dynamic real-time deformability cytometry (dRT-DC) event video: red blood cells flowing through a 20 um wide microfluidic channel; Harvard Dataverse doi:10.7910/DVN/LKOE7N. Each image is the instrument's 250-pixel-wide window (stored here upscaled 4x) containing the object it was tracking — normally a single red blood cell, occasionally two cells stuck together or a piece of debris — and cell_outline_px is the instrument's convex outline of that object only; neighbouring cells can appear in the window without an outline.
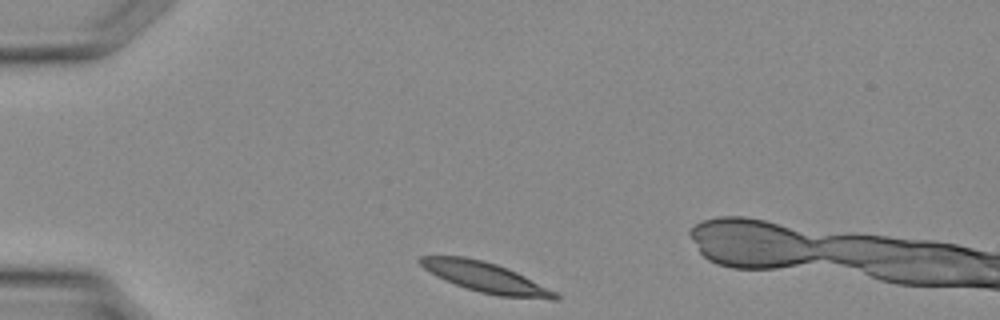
{"species": "Egyptian fruit bat (a non-hibernating species)", "species_latin": "Rousettus aegyptiacus", "temperature_condition": "warm", "stored_images_in_passage": 25, "camera_frame_rate_fps": 3000, "um_per_image_px": 0.085, "animal": {"sex": "female"}, "frame": {"image": 1, "passage_image": 1, "time_ms": 0.0, "image_size_px": [1000, 320], "cell_outline_px": [[560, 300], [552, 300], [500, 296], [480, 292], [444, 280], [436, 276], [424, 268], [416, 260], [420, 256], [464, 256], [496, 264], [508, 268], [556, 292], [560, 296]], "centroid_in_image_um": [41.27, 23.58], "position_along_channel_um": 43.7, "area_um2": 23.47}}
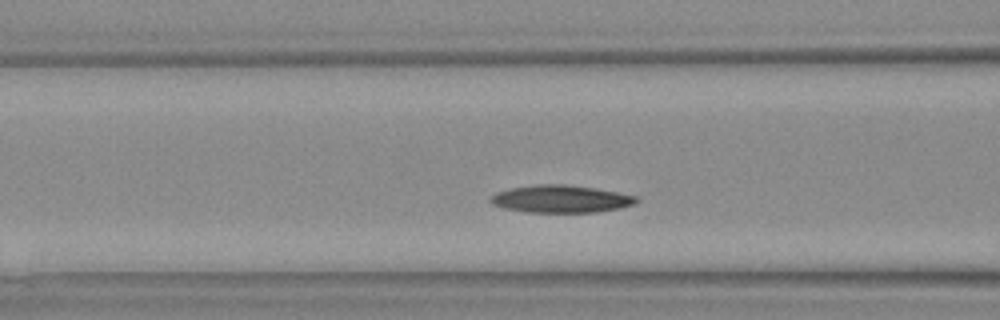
{"frame": {"image": 2, "passage_image": 7, "time_ms": 2.0, "image_size_px": [1000, 320], "cell_outline_px": [[640, 200], [636, 204], [620, 208], [596, 212], [528, 212], [504, 208], [492, 204], [488, 200], [496, 192], [508, 188], [536, 184], [564, 184], [592, 188], [640, 196]], "centroid_in_image_um": [47.69, 16.91], "position_along_channel_um": 118.9, "area_um2": 23.47}}
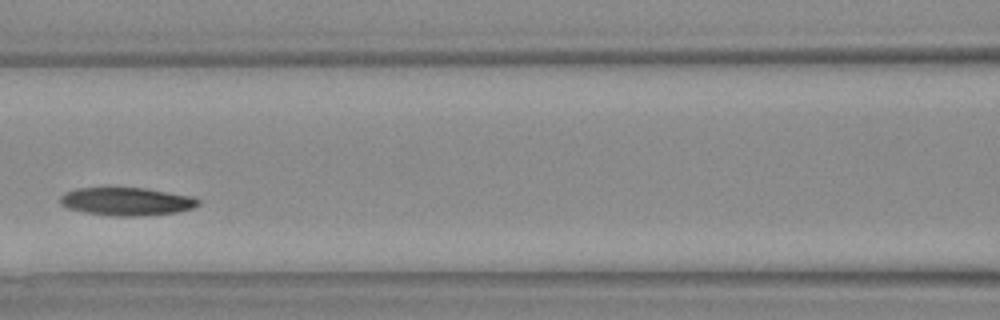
{"frame": {"image": 3, "passage_image": 9, "time_ms": 2.667, "image_size_px": [1000, 320], "cell_outline_px": [[200, 204], [192, 208], [176, 212], [136, 216], [112, 216], [84, 212], [68, 208], [60, 204], [60, 196], [64, 192], [76, 188], [148, 188], [192, 196], [200, 200]], "centroid_in_image_um": [10.75, 17.12], "position_along_channel_um": 155.9, "area_um2": 22.6}}